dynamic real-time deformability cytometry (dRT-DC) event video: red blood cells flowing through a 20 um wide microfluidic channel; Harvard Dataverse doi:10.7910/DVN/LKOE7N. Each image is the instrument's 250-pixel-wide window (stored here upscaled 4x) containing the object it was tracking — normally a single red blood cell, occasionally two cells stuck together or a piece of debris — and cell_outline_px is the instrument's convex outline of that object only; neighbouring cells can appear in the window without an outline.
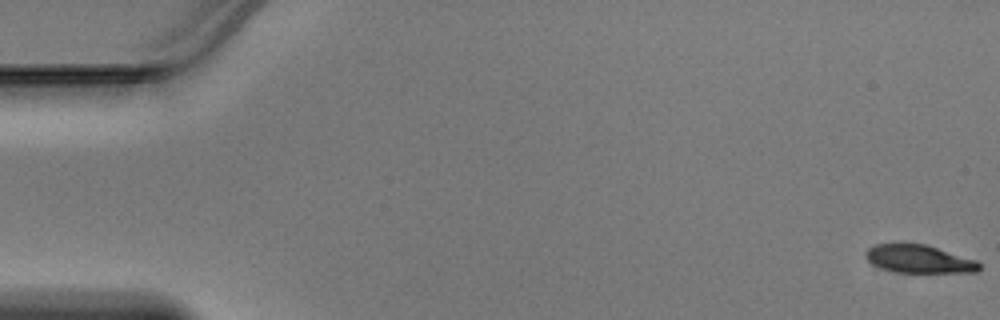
{"species": "Egyptian fruit bat (a non-hibernating species)", "species_latin": "Rousettus aegyptiacus", "temperature_condition": "warm", "stored_images_in_passage": 48, "camera_frame_rate_fps": 3000, "um_per_image_px": 0.085, "animal": {"sex": "male"}, "frame": {"image": 1, "passage_image": 1, "time_ms": 0.0, "image_size_px": [1000, 320], "cell_outline_px": [[980, 268], [976, 272], [896, 272], [880, 268], [872, 264], [864, 256], [864, 252], [868, 248], [876, 244], [900, 240], [924, 244], [976, 260], [980, 264]], "centroid_in_image_um": [78.01, 21.97], "position_along_channel_um": 7.0, "area_um2": 19.02}}
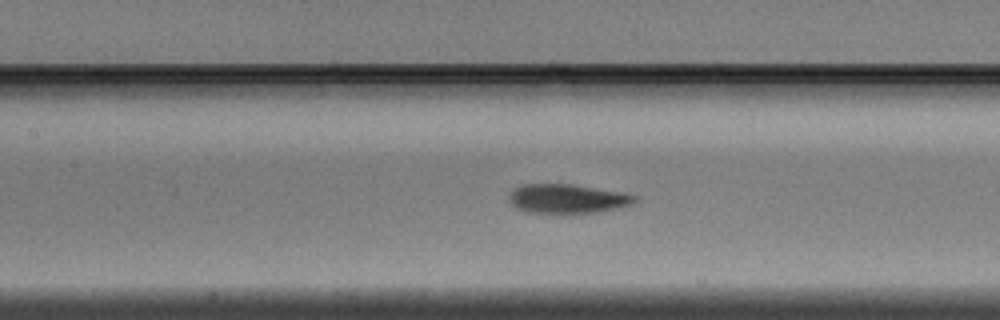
{"frame": {"image": 2, "passage_image": 22, "time_ms": 7.0, "image_size_px": [1000, 320], "cell_outline_px": [[636, 200], [632, 204], [596, 212], [528, 212], [516, 208], [508, 200], [508, 196], [512, 188], [524, 184], [572, 184], [624, 192], [636, 196]], "centroid_in_image_um": [48.18, 16.86], "position_along_channel_um": 159.2, "area_um2": 21.15}}
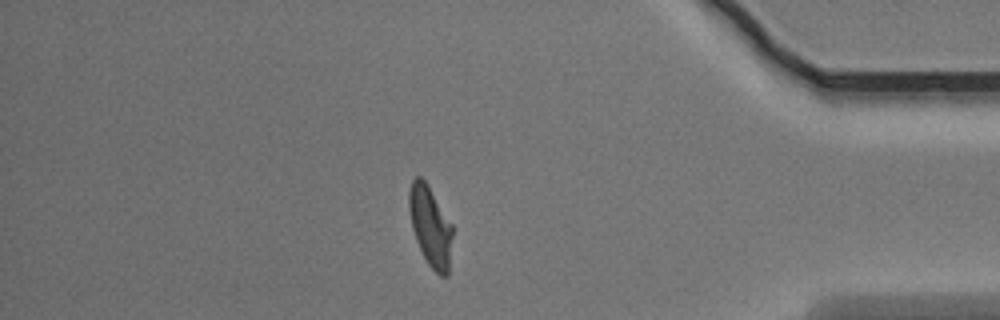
{"frame": {"image": 3, "passage_image": 41, "time_ms": 13.333, "image_size_px": [1000, 320], "cell_outline_px": [[452, 236], [448, 276], [440, 276], [428, 264], [416, 240], [412, 228], [408, 208], [408, 192], [412, 180], [416, 176], [420, 176], [428, 184], [452, 224]], "centroid_in_image_um": [36.57, 19.2], "position_along_channel_um": 398.6, "area_um2": 20.29}}